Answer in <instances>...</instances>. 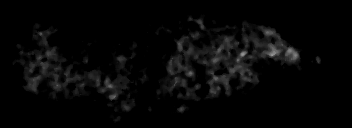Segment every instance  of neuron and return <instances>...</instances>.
I'll return each mask as SVG.
<instances>
[{"mask_svg": "<svg viewBox=\"0 0 352 128\" xmlns=\"http://www.w3.org/2000/svg\"><path fill=\"white\" fill-rule=\"evenodd\" d=\"M191 10L190 9H186V12H183V15H181V17H185L186 19V23L188 19H191L192 22H196V19H192V17H188L187 14H189V16H191ZM137 14H141L140 16H142V13L138 12L136 14H133V16H130V20H133L135 18V15ZM185 14V15H184ZM225 21V24H227L228 26V19H222V22L224 23ZM56 24L55 23H50V26L48 27V29L46 30L47 32L46 33H41V30L40 29H37L36 32L34 33L33 32V35H35V43H40L38 41H41V40H38V39H44L48 36L50 32H52V29L54 28ZM185 25H188V27L190 28H187L190 30L191 34L193 33V30H195V27L193 26L194 24H185ZM256 30H253V33H252V36H254V40L253 41H250L247 37L242 38V43L239 41V43L237 42H228L227 41V44L226 46L222 47V44L219 43V41H217V45L215 46H209V49L210 51H213L214 54L212 55V59L211 60H208L207 61V65H209V67H214V66H217L219 64V61H221V59H227L229 60L230 62V67L231 69L228 71V66L226 65H223L222 67V70H223V73L219 72V71H216V70H205V68H203L204 72H207L208 75H211L212 76V79L210 80L209 82V85L208 86H205L207 88V90L209 91L207 96H212V97H215L217 99V96L221 95V92L220 90L218 89V86L217 84L220 83V85H223L226 86V93L227 94H230L232 89H234V87L239 83L238 81H240V79L242 80V87H246V84H248V80L249 79H254V82H256V84L258 83V81H255V75L256 72H254V68L253 67H248L249 69H243L242 68V63L244 61H246L247 58H254L256 60H260V61H265L266 59H268V61H279L280 63H284L288 66H290L289 64L290 63H296V60H297V57H298V51L294 50L292 45L288 43V46L284 47V45H280V47H275V44H274V41H276V43H279V44H282V40L283 39H280L279 37V34H273L271 31H272V28L269 27V31L267 30V28L264 29H260V26L258 27L256 25ZM259 32V33H258ZM232 32H229L226 33V32H223V34L221 35L222 38H228V35H231ZM270 34V36H269ZM37 35H39L37 37ZM154 35L157 36L158 38H161L162 39V35H160L159 33H157L156 29L154 30ZM193 36V35H191ZM191 36H187L185 35V37H181L180 39L177 40V45H178V48L176 50V56L171 58L169 61L170 62H173L174 63V66L173 68L171 69V71H166L165 72V76H167L168 80L171 79L172 75L177 73L178 75H180V77H194L197 76V77H200V73L198 72H194L192 70V68L190 67H186V62H192V60H194L195 57H197L198 55L197 54H200V53H196V55H193V53H191L190 51L188 50H185L183 49V45L184 43H187L188 42V45L189 46H192L193 42L195 45H198V42H196V40L191 37ZM199 36V39L203 40L205 39V35H198ZM258 36V37H257ZM259 36H264V43H266V45H268V47H264L263 48V45L260 46L259 44V39L260 37ZM273 38V42L271 41V39ZM47 41L49 42H52L53 43V51L49 50L48 47H44L45 49V54L48 55V56H51L52 58L55 57L57 58V56L59 55L58 52H56V44H54V38H47ZM21 46H22V53H21V58H22V55H23V51H24V47L27 48L26 45H24V42L21 41ZM217 47H220L217 48ZM226 47L230 50V52H226ZM261 47V48H260ZM96 48V46H91L90 49H88V51H86V53H90V51L92 49ZM119 45L118 47L114 48V53H117L118 50H119ZM38 50L35 51V53H31V54H28V57L26 58V62L29 63L30 60H34L35 63H31L33 66V71H37L38 73L44 69L46 70V73L47 75H52V91H55L57 92V90L60 91L61 89V86L63 88V84H72L74 85L75 84V88H77V85H81L83 84L82 86H87L89 84V89L92 90L91 87H99V83L100 82H103L105 83V89L106 87L108 88H111L112 86L114 87L115 86V83L113 82V79H109L108 77L106 78H102V75H104V72H103V68L102 70L100 71L99 75L96 74H93V76H90V73H87V74H84V75H81L79 76V72H77V70H73L72 72H74L73 75L71 76H67L68 78L66 79V76H61V80L59 82L56 81V74L55 76L53 77V72L54 70H52V65H47L46 66V63L47 64H52L50 61L48 63V59H45L42 55V60H40V56L39 57H36L35 54H37ZM131 54L129 55L130 57H127V58H130V59H133V57H135L136 55V49H131L130 50ZM182 52H186V53H182ZM221 54V56L219 55ZM45 55V56H46ZM183 56V57H181ZM37 58H38V63H37ZM32 60V62H33ZM115 61L117 62L116 64L119 65V69L115 70V75L119 76V73H122V77H123V80H125V76L127 74V69H125V66H124V60H121L120 58H117L115 59ZM89 63V60H85L84 62H80L79 64H82V65H87ZM37 65V66H36ZM39 65V66H38ZM41 65V66H40ZM149 65L150 68H153L151 66V63H148V61H142V66L143 67H140V69H143V70H146L147 69V66ZM11 66H14V67H18L17 70L18 72L20 70L24 71V73L26 72L25 68L22 66V65H17V64H11ZM183 68V69H182ZM183 71V72H182ZM185 74V75H184ZM232 74H236L235 76L237 77L236 78V81L234 82H230V83H233L232 86H228V85H225L226 83V78L229 77L230 75ZM130 79L133 80L135 79L134 77V74L130 73ZM88 77H91V80H95V84H92L90 85V80H88ZM239 79V80H238ZM76 81V82H74ZM28 84L29 86L31 87V90H34L36 91L37 89V78L35 76V74L33 75V72H29V79H28ZM85 84V85H84ZM188 84V81H186V79L184 78L183 80V83L181 84L182 86H186ZM233 87V88H231ZM168 89L170 90V92H173V86L172 85H168ZM103 90L104 92V95L106 96L107 98V101L109 102V104L112 102L113 104V100L118 97V92H112V93H108L107 90H104V87H101V91ZM72 92L75 96L78 97V99L80 100L82 97H80V94L77 92V90H74V86L72 87ZM126 93V97L125 99H129L130 97V93H127V92H124ZM111 94V95H110ZM187 94L190 95L191 97L195 94V97H198V95L196 96V94H198L197 92V89L195 90L194 87H191L190 89L187 90ZM165 95H168L169 99H173V95H176L177 97H179L177 95V93L173 92L172 95L170 94H167L165 93ZM129 96V97H128ZM194 100H197V98L195 99H189L187 101V105H185V107L181 110V111H186V107H189V104L190 103H193ZM268 107H265V110H268L270 111L271 109V106L270 104H267ZM215 108L218 109L219 112H223L225 109L222 108L223 107V101H221L219 98H218V101H217V104L214 105ZM234 107L236 110H240L241 109V106H238V105H235L234 104ZM317 110H319L320 112L319 113H322V108H321V105L318 104L317 106ZM126 109L124 105H120V108L117 112L119 113H122V111ZM221 109V110H220ZM196 116V118L194 117ZM197 117H199L201 119V115H190V118H193L194 121L192 122H197Z\"/></svg>", "mask_w": 352, "mask_h": 128, "instance_id": "1", "label": "neuron"}]
</instances>
